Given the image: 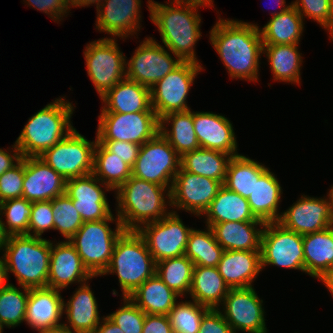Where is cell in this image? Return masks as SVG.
I'll list each match as a JSON object with an SVG mask.
<instances>
[{
	"label": "cell",
	"mask_w": 333,
	"mask_h": 333,
	"mask_svg": "<svg viewBox=\"0 0 333 333\" xmlns=\"http://www.w3.org/2000/svg\"><path fill=\"white\" fill-rule=\"evenodd\" d=\"M198 333H234L218 309H210L202 318Z\"/></svg>",
	"instance_id": "cell-51"
},
{
	"label": "cell",
	"mask_w": 333,
	"mask_h": 333,
	"mask_svg": "<svg viewBox=\"0 0 333 333\" xmlns=\"http://www.w3.org/2000/svg\"><path fill=\"white\" fill-rule=\"evenodd\" d=\"M128 298L146 314L168 315L181 297L154 274Z\"/></svg>",
	"instance_id": "cell-35"
},
{
	"label": "cell",
	"mask_w": 333,
	"mask_h": 333,
	"mask_svg": "<svg viewBox=\"0 0 333 333\" xmlns=\"http://www.w3.org/2000/svg\"><path fill=\"white\" fill-rule=\"evenodd\" d=\"M28 296V288L10 282L0 288V324L4 328H15L25 322Z\"/></svg>",
	"instance_id": "cell-42"
},
{
	"label": "cell",
	"mask_w": 333,
	"mask_h": 333,
	"mask_svg": "<svg viewBox=\"0 0 333 333\" xmlns=\"http://www.w3.org/2000/svg\"><path fill=\"white\" fill-rule=\"evenodd\" d=\"M329 192H327L326 196L327 199L330 203V208H331V214L333 215V185H331V188L328 189Z\"/></svg>",
	"instance_id": "cell-62"
},
{
	"label": "cell",
	"mask_w": 333,
	"mask_h": 333,
	"mask_svg": "<svg viewBox=\"0 0 333 333\" xmlns=\"http://www.w3.org/2000/svg\"><path fill=\"white\" fill-rule=\"evenodd\" d=\"M8 235L6 234L3 227V218L0 213V252L2 251L4 245L7 242Z\"/></svg>",
	"instance_id": "cell-60"
},
{
	"label": "cell",
	"mask_w": 333,
	"mask_h": 333,
	"mask_svg": "<svg viewBox=\"0 0 333 333\" xmlns=\"http://www.w3.org/2000/svg\"><path fill=\"white\" fill-rule=\"evenodd\" d=\"M209 310L196 301L179 299L168 313L173 333H198L202 318Z\"/></svg>",
	"instance_id": "cell-43"
},
{
	"label": "cell",
	"mask_w": 333,
	"mask_h": 333,
	"mask_svg": "<svg viewBox=\"0 0 333 333\" xmlns=\"http://www.w3.org/2000/svg\"><path fill=\"white\" fill-rule=\"evenodd\" d=\"M51 204L54 230L62 234L63 240H69L84 222L66 193L52 199Z\"/></svg>",
	"instance_id": "cell-45"
},
{
	"label": "cell",
	"mask_w": 333,
	"mask_h": 333,
	"mask_svg": "<svg viewBox=\"0 0 333 333\" xmlns=\"http://www.w3.org/2000/svg\"><path fill=\"white\" fill-rule=\"evenodd\" d=\"M147 3L149 17L158 28L163 46L182 62L202 65L195 51L196 43L202 37V18L198 9L207 6L185 1H165V4L148 0Z\"/></svg>",
	"instance_id": "cell-2"
},
{
	"label": "cell",
	"mask_w": 333,
	"mask_h": 333,
	"mask_svg": "<svg viewBox=\"0 0 333 333\" xmlns=\"http://www.w3.org/2000/svg\"><path fill=\"white\" fill-rule=\"evenodd\" d=\"M96 143L97 137L94 141L87 140L75 128L39 158L65 180L82 177L93 172Z\"/></svg>",
	"instance_id": "cell-9"
},
{
	"label": "cell",
	"mask_w": 333,
	"mask_h": 333,
	"mask_svg": "<svg viewBox=\"0 0 333 333\" xmlns=\"http://www.w3.org/2000/svg\"><path fill=\"white\" fill-rule=\"evenodd\" d=\"M231 158V155L221 151L198 148L185 153L180 166L185 171L214 179L223 185Z\"/></svg>",
	"instance_id": "cell-37"
},
{
	"label": "cell",
	"mask_w": 333,
	"mask_h": 333,
	"mask_svg": "<svg viewBox=\"0 0 333 333\" xmlns=\"http://www.w3.org/2000/svg\"><path fill=\"white\" fill-rule=\"evenodd\" d=\"M66 180L39 157H25L22 197L30 202L49 201L65 193Z\"/></svg>",
	"instance_id": "cell-23"
},
{
	"label": "cell",
	"mask_w": 333,
	"mask_h": 333,
	"mask_svg": "<svg viewBox=\"0 0 333 333\" xmlns=\"http://www.w3.org/2000/svg\"><path fill=\"white\" fill-rule=\"evenodd\" d=\"M223 252L224 249L216 241L211 227L206 226L203 230L192 228L184 255L194 266L217 267Z\"/></svg>",
	"instance_id": "cell-40"
},
{
	"label": "cell",
	"mask_w": 333,
	"mask_h": 333,
	"mask_svg": "<svg viewBox=\"0 0 333 333\" xmlns=\"http://www.w3.org/2000/svg\"><path fill=\"white\" fill-rule=\"evenodd\" d=\"M66 95L55 98L32 115L14 142L22 157H39L74 130L75 105Z\"/></svg>",
	"instance_id": "cell-4"
},
{
	"label": "cell",
	"mask_w": 333,
	"mask_h": 333,
	"mask_svg": "<svg viewBox=\"0 0 333 333\" xmlns=\"http://www.w3.org/2000/svg\"><path fill=\"white\" fill-rule=\"evenodd\" d=\"M92 174L115 191L131 177L132 168L97 141Z\"/></svg>",
	"instance_id": "cell-39"
},
{
	"label": "cell",
	"mask_w": 333,
	"mask_h": 333,
	"mask_svg": "<svg viewBox=\"0 0 333 333\" xmlns=\"http://www.w3.org/2000/svg\"><path fill=\"white\" fill-rule=\"evenodd\" d=\"M93 278L68 240L51 241L47 287L62 291L69 285H81Z\"/></svg>",
	"instance_id": "cell-21"
},
{
	"label": "cell",
	"mask_w": 333,
	"mask_h": 333,
	"mask_svg": "<svg viewBox=\"0 0 333 333\" xmlns=\"http://www.w3.org/2000/svg\"><path fill=\"white\" fill-rule=\"evenodd\" d=\"M51 240L29 235L8 236L1 253L6 277L12 273L20 287H47Z\"/></svg>",
	"instance_id": "cell-5"
},
{
	"label": "cell",
	"mask_w": 333,
	"mask_h": 333,
	"mask_svg": "<svg viewBox=\"0 0 333 333\" xmlns=\"http://www.w3.org/2000/svg\"><path fill=\"white\" fill-rule=\"evenodd\" d=\"M169 2H176L177 0H168Z\"/></svg>",
	"instance_id": "cell-65"
},
{
	"label": "cell",
	"mask_w": 333,
	"mask_h": 333,
	"mask_svg": "<svg viewBox=\"0 0 333 333\" xmlns=\"http://www.w3.org/2000/svg\"><path fill=\"white\" fill-rule=\"evenodd\" d=\"M117 41L100 38L86 44L83 51L87 76L100 98L126 77L127 57Z\"/></svg>",
	"instance_id": "cell-8"
},
{
	"label": "cell",
	"mask_w": 333,
	"mask_h": 333,
	"mask_svg": "<svg viewBox=\"0 0 333 333\" xmlns=\"http://www.w3.org/2000/svg\"><path fill=\"white\" fill-rule=\"evenodd\" d=\"M121 299L123 300L122 306L106 316L124 333H142L146 313L128 297Z\"/></svg>",
	"instance_id": "cell-47"
},
{
	"label": "cell",
	"mask_w": 333,
	"mask_h": 333,
	"mask_svg": "<svg viewBox=\"0 0 333 333\" xmlns=\"http://www.w3.org/2000/svg\"><path fill=\"white\" fill-rule=\"evenodd\" d=\"M254 286L229 289L218 310L234 333H268L265 309Z\"/></svg>",
	"instance_id": "cell-16"
},
{
	"label": "cell",
	"mask_w": 333,
	"mask_h": 333,
	"mask_svg": "<svg viewBox=\"0 0 333 333\" xmlns=\"http://www.w3.org/2000/svg\"><path fill=\"white\" fill-rule=\"evenodd\" d=\"M268 169L263 163L243 154L232 156L223 185L247 199L253 192L255 181Z\"/></svg>",
	"instance_id": "cell-38"
},
{
	"label": "cell",
	"mask_w": 333,
	"mask_h": 333,
	"mask_svg": "<svg viewBox=\"0 0 333 333\" xmlns=\"http://www.w3.org/2000/svg\"><path fill=\"white\" fill-rule=\"evenodd\" d=\"M291 3L304 20L317 22L333 41V0H294Z\"/></svg>",
	"instance_id": "cell-46"
},
{
	"label": "cell",
	"mask_w": 333,
	"mask_h": 333,
	"mask_svg": "<svg viewBox=\"0 0 333 333\" xmlns=\"http://www.w3.org/2000/svg\"><path fill=\"white\" fill-rule=\"evenodd\" d=\"M113 191L92 173L66 180L65 193L83 222L108 219L113 213L106 192Z\"/></svg>",
	"instance_id": "cell-19"
},
{
	"label": "cell",
	"mask_w": 333,
	"mask_h": 333,
	"mask_svg": "<svg viewBox=\"0 0 333 333\" xmlns=\"http://www.w3.org/2000/svg\"><path fill=\"white\" fill-rule=\"evenodd\" d=\"M278 222L300 235L327 229L333 225V215L327 196L301 195L288 209L282 211Z\"/></svg>",
	"instance_id": "cell-20"
},
{
	"label": "cell",
	"mask_w": 333,
	"mask_h": 333,
	"mask_svg": "<svg viewBox=\"0 0 333 333\" xmlns=\"http://www.w3.org/2000/svg\"><path fill=\"white\" fill-rule=\"evenodd\" d=\"M206 226L221 222L261 221L251 211L246 198L222 185L204 212Z\"/></svg>",
	"instance_id": "cell-31"
},
{
	"label": "cell",
	"mask_w": 333,
	"mask_h": 333,
	"mask_svg": "<svg viewBox=\"0 0 333 333\" xmlns=\"http://www.w3.org/2000/svg\"><path fill=\"white\" fill-rule=\"evenodd\" d=\"M217 268L230 289L252 287L262 272L261 252L224 251Z\"/></svg>",
	"instance_id": "cell-26"
},
{
	"label": "cell",
	"mask_w": 333,
	"mask_h": 333,
	"mask_svg": "<svg viewBox=\"0 0 333 333\" xmlns=\"http://www.w3.org/2000/svg\"><path fill=\"white\" fill-rule=\"evenodd\" d=\"M202 70L203 65L182 62L150 89L151 106L159 119L171 112H185L191 109L186 99Z\"/></svg>",
	"instance_id": "cell-13"
},
{
	"label": "cell",
	"mask_w": 333,
	"mask_h": 333,
	"mask_svg": "<svg viewBox=\"0 0 333 333\" xmlns=\"http://www.w3.org/2000/svg\"><path fill=\"white\" fill-rule=\"evenodd\" d=\"M155 272L156 263L143 237L137 230H125L117 239L110 263L101 276L115 274L121 297H129Z\"/></svg>",
	"instance_id": "cell-6"
},
{
	"label": "cell",
	"mask_w": 333,
	"mask_h": 333,
	"mask_svg": "<svg viewBox=\"0 0 333 333\" xmlns=\"http://www.w3.org/2000/svg\"><path fill=\"white\" fill-rule=\"evenodd\" d=\"M142 333H173L168 315L146 314Z\"/></svg>",
	"instance_id": "cell-53"
},
{
	"label": "cell",
	"mask_w": 333,
	"mask_h": 333,
	"mask_svg": "<svg viewBox=\"0 0 333 333\" xmlns=\"http://www.w3.org/2000/svg\"><path fill=\"white\" fill-rule=\"evenodd\" d=\"M263 221L221 222L211 229L218 244L227 250L260 251Z\"/></svg>",
	"instance_id": "cell-28"
},
{
	"label": "cell",
	"mask_w": 333,
	"mask_h": 333,
	"mask_svg": "<svg viewBox=\"0 0 333 333\" xmlns=\"http://www.w3.org/2000/svg\"><path fill=\"white\" fill-rule=\"evenodd\" d=\"M142 0H103L96 8L95 29L111 38L125 41L137 35L142 28Z\"/></svg>",
	"instance_id": "cell-18"
},
{
	"label": "cell",
	"mask_w": 333,
	"mask_h": 333,
	"mask_svg": "<svg viewBox=\"0 0 333 333\" xmlns=\"http://www.w3.org/2000/svg\"><path fill=\"white\" fill-rule=\"evenodd\" d=\"M180 163L181 157L159 132L141 145L132 176L167 187L171 191Z\"/></svg>",
	"instance_id": "cell-10"
},
{
	"label": "cell",
	"mask_w": 333,
	"mask_h": 333,
	"mask_svg": "<svg viewBox=\"0 0 333 333\" xmlns=\"http://www.w3.org/2000/svg\"><path fill=\"white\" fill-rule=\"evenodd\" d=\"M299 45H263V55L270 66L274 81L301 86L303 57Z\"/></svg>",
	"instance_id": "cell-32"
},
{
	"label": "cell",
	"mask_w": 333,
	"mask_h": 333,
	"mask_svg": "<svg viewBox=\"0 0 333 333\" xmlns=\"http://www.w3.org/2000/svg\"><path fill=\"white\" fill-rule=\"evenodd\" d=\"M276 2V8H279L280 10L277 11V9H274L275 11L271 12V16H276L279 13L285 12L287 9H289L292 6V3L286 4V0H274L273 3ZM271 6V5H270Z\"/></svg>",
	"instance_id": "cell-57"
},
{
	"label": "cell",
	"mask_w": 333,
	"mask_h": 333,
	"mask_svg": "<svg viewBox=\"0 0 333 333\" xmlns=\"http://www.w3.org/2000/svg\"><path fill=\"white\" fill-rule=\"evenodd\" d=\"M159 132L180 157L200 148L194 129L192 109L185 112H171L160 118Z\"/></svg>",
	"instance_id": "cell-34"
},
{
	"label": "cell",
	"mask_w": 333,
	"mask_h": 333,
	"mask_svg": "<svg viewBox=\"0 0 333 333\" xmlns=\"http://www.w3.org/2000/svg\"><path fill=\"white\" fill-rule=\"evenodd\" d=\"M32 211V202L24 197L6 200L0 203V213L3 227L8 236L29 235V218Z\"/></svg>",
	"instance_id": "cell-44"
},
{
	"label": "cell",
	"mask_w": 333,
	"mask_h": 333,
	"mask_svg": "<svg viewBox=\"0 0 333 333\" xmlns=\"http://www.w3.org/2000/svg\"><path fill=\"white\" fill-rule=\"evenodd\" d=\"M11 148H0V176L5 171L15 166L22 159L20 150L17 148L15 143Z\"/></svg>",
	"instance_id": "cell-54"
},
{
	"label": "cell",
	"mask_w": 333,
	"mask_h": 333,
	"mask_svg": "<svg viewBox=\"0 0 333 333\" xmlns=\"http://www.w3.org/2000/svg\"><path fill=\"white\" fill-rule=\"evenodd\" d=\"M320 282H322L324 286H326L327 290L331 293L330 295L333 297V278H331L328 274L325 275Z\"/></svg>",
	"instance_id": "cell-61"
},
{
	"label": "cell",
	"mask_w": 333,
	"mask_h": 333,
	"mask_svg": "<svg viewBox=\"0 0 333 333\" xmlns=\"http://www.w3.org/2000/svg\"><path fill=\"white\" fill-rule=\"evenodd\" d=\"M48 230H54L51 200L33 202L29 218V236L43 238L42 234Z\"/></svg>",
	"instance_id": "cell-49"
},
{
	"label": "cell",
	"mask_w": 333,
	"mask_h": 333,
	"mask_svg": "<svg viewBox=\"0 0 333 333\" xmlns=\"http://www.w3.org/2000/svg\"><path fill=\"white\" fill-rule=\"evenodd\" d=\"M193 268V262L182 255L157 262L155 274L182 299L188 298Z\"/></svg>",
	"instance_id": "cell-41"
},
{
	"label": "cell",
	"mask_w": 333,
	"mask_h": 333,
	"mask_svg": "<svg viewBox=\"0 0 333 333\" xmlns=\"http://www.w3.org/2000/svg\"><path fill=\"white\" fill-rule=\"evenodd\" d=\"M283 189L280 182L270 168L255 181L253 192L247 198L254 216L265 222H277L280 220V202Z\"/></svg>",
	"instance_id": "cell-29"
},
{
	"label": "cell",
	"mask_w": 333,
	"mask_h": 333,
	"mask_svg": "<svg viewBox=\"0 0 333 333\" xmlns=\"http://www.w3.org/2000/svg\"><path fill=\"white\" fill-rule=\"evenodd\" d=\"M217 267L194 266L189 298L209 309H218L228 294Z\"/></svg>",
	"instance_id": "cell-33"
},
{
	"label": "cell",
	"mask_w": 333,
	"mask_h": 333,
	"mask_svg": "<svg viewBox=\"0 0 333 333\" xmlns=\"http://www.w3.org/2000/svg\"><path fill=\"white\" fill-rule=\"evenodd\" d=\"M38 333H74V332H72L70 329H68L64 324H61L59 326L41 330Z\"/></svg>",
	"instance_id": "cell-58"
},
{
	"label": "cell",
	"mask_w": 333,
	"mask_h": 333,
	"mask_svg": "<svg viewBox=\"0 0 333 333\" xmlns=\"http://www.w3.org/2000/svg\"><path fill=\"white\" fill-rule=\"evenodd\" d=\"M89 281L75 289L67 302H63V324L74 333H93L104 316L100 317L98 303Z\"/></svg>",
	"instance_id": "cell-25"
},
{
	"label": "cell",
	"mask_w": 333,
	"mask_h": 333,
	"mask_svg": "<svg viewBox=\"0 0 333 333\" xmlns=\"http://www.w3.org/2000/svg\"><path fill=\"white\" fill-rule=\"evenodd\" d=\"M4 327L0 324V333H3Z\"/></svg>",
	"instance_id": "cell-64"
},
{
	"label": "cell",
	"mask_w": 333,
	"mask_h": 333,
	"mask_svg": "<svg viewBox=\"0 0 333 333\" xmlns=\"http://www.w3.org/2000/svg\"><path fill=\"white\" fill-rule=\"evenodd\" d=\"M100 99L101 113L155 112L150 89L126 77Z\"/></svg>",
	"instance_id": "cell-27"
},
{
	"label": "cell",
	"mask_w": 333,
	"mask_h": 333,
	"mask_svg": "<svg viewBox=\"0 0 333 333\" xmlns=\"http://www.w3.org/2000/svg\"><path fill=\"white\" fill-rule=\"evenodd\" d=\"M221 186L219 181L190 173L180 166L170 191L171 211L183 210L200 218Z\"/></svg>",
	"instance_id": "cell-17"
},
{
	"label": "cell",
	"mask_w": 333,
	"mask_h": 333,
	"mask_svg": "<svg viewBox=\"0 0 333 333\" xmlns=\"http://www.w3.org/2000/svg\"><path fill=\"white\" fill-rule=\"evenodd\" d=\"M304 19L294 6L270 18L259 27L263 45L299 44L304 31Z\"/></svg>",
	"instance_id": "cell-36"
},
{
	"label": "cell",
	"mask_w": 333,
	"mask_h": 333,
	"mask_svg": "<svg viewBox=\"0 0 333 333\" xmlns=\"http://www.w3.org/2000/svg\"><path fill=\"white\" fill-rule=\"evenodd\" d=\"M0 288L5 286L8 281H7V277H6V270H5V264H4V260H3V256L2 253H0Z\"/></svg>",
	"instance_id": "cell-59"
},
{
	"label": "cell",
	"mask_w": 333,
	"mask_h": 333,
	"mask_svg": "<svg viewBox=\"0 0 333 333\" xmlns=\"http://www.w3.org/2000/svg\"><path fill=\"white\" fill-rule=\"evenodd\" d=\"M97 141H122L142 145L160 129L155 112L101 113L98 115Z\"/></svg>",
	"instance_id": "cell-11"
},
{
	"label": "cell",
	"mask_w": 333,
	"mask_h": 333,
	"mask_svg": "<svg viewBox=\"0 0 333 333\" xmlns=\"http://www.w3.org/2000/svg\"><path fill=\"white\" fill-rule=\"evenodd\" d=\"M61 294V290L50 287L29 289L25 324L36 332L63 324Z\"/></svg>",
	"instance_id": "cell-24"
},
{
	"label": "cell",
	"mask_w": 333,
	"mask_h": 333,
	"mask_svg": "<svg viewBox=\"0 0 333 333\" xmlns=\"http://www.w3.org/2000/svg\"><path fill=\"white\" fill-rule=\"evenodd\" d=\"M103 0H69L70 8L75 7H90L91 5H95L96 8L101 4Z\"/></svg>",
	"instance_id": "cell-56"
},
{
	"label": "cell",
	"mask_w": 333,
	"mask_h": 333,
	"mask_svg": "<svg viewBox=\"0 0 333 333\" xmlns=\"http://www.w3.org/2000/svg\"><path fill=\"white\" fill-rule=\"evenodd\" d=\"M305 274L320 281L333 267V225L303 235Z\"/></svg>",
	"instance_id": "cell-30"
},
{
	"label": "cell",
	"mask_w": 333,
	"mask_h": 333,
	"mask_svg": "<svg viewBox=\"0 0 333 333\" xmlns=\"http://www.w3.org/2000/svg\"><path fill=\"white\" fill-rule=\"evenodd\" d=\"M23 2L28 7L45 13L57 23L64 20V17L67 18V15L71 13L69 0H23Z\"/></svg>",
	"instance_id": "cell-50"
},
{
	"label": "cell",
	"mask_w": 333,
	"mask_h": 333,
	"mask_svg": "<svg viewBox=\"0 0 333 333\" xmlns=\"http://www.w3.org/2000/svg\"><path fill=\"white\" fill-rule=\"evenodd\" d=\"M170 52L154 37H146L136 47L130 60L126 59V78L151 89L182 63Z\"/></svg>",
	"instance_id": "cell-12"
},
{
	"label": "cell",
	"mask_w": 333,
	"mask_h": 333,
	"mask_svg": "<svg viewBox=\"0 0 333 333\" xmlns=\"http://www.w3.org/2000/svg\"><path fill=\"white\" fill-rule=\"evenodd\" d=\"M25 157L0 176V203L22 197Z\"/></svg>",
	"instance_id": "cell-48"
},
{
	"label": "cell",
	"mask_w": 333,
	"mask_h": 333,
	"mask_svg": "<svg viewBox=\"0 0 333 333\" xmlns=\"http://www.w3.org/2000/svg\"><path fill=\"white\" fill-rule=\"evenodd\" d=\"M231 122L223 114L193 111L194 129L200 148L238 155L237 137Z\"/></svg>",
	"instance_id": "cell-22"
},
{
	"label": "cell",
	"mask_w": 333,
	"mask_h": 333,
	"mask_svg": "<svg viewBox=\"0 0 333 333\" xmlns=\"http://www.w3.org/2000/svg\"><path fill=\"white\" fill-rule=\"evenodd\" d=\"M178 212H170L161 220L141 226L137 231L143 237L155 263L184 255L190 231Z\"/></svg>",
	"instance_id": "cell-15"
},
{
	"label": "cell",
	"mask_w": 333,
	"mask_h": 333,
	"mask_svg": "<svg viewBox=\"0 0 333 333\" xmlns=\"http://www.w3.org/2000/svg\"><path fill=\"white\" fill-rule=\"evenodd\" d=\"M116 215L125 230H138L144 224L161 220L171 209L167 187L132 176L115 191Z\"/></svg>",
	"instance_id": "cell-3"
},
{
	"label": "cell",
	"mask_w": 333,
	"mask_h": 333,
	"mask_svg": "<svg viewBox=\"0 0 333 333\" xmlns=\"http://www.w3.org/2000/svg\"><path fill=\"white\" fill-rule=\"evenodd\" d=\"M115 216L112 214L108 219L84 222L68 240L93 277L101 276L107 269L115 243L125 231L120 219ZM110 223H115L114 229L110 227Z\"/></svg>",
	"instance_id": "cell-7"
},
{
	"label": "cell",
	"mask_w": 333,
	"mask_h": 333,
	"mask_svg": "<svg viewBox=\"0 0 333 333\" xmlns=\"http://www.w3.org/2000/svg\"><path fill=\"white\" fill-rule=\"evenodd\" d=\"M104 144L112 153L119 156L126 164L133 168L141 145L122 141H98Z\"/></svg>",
	"instance_id": "cell-52"
},
{
	"label": "cell",
	"mask_w": 333,
	"mask_h": 333,
	"mask_svg": "<svg viewBox=\"0 0 333 333\" xmlns=\"http://www.w3.org/2000/svg\"><path fill=\"white\" fill-rule=\"evenodd\" d=\"M93 333H124L121 328L113 323L107 316H104Z\"/></svg>",
	"instance_id": "cell-55"
},
{
	"label": "cell",
	"mask_w": 333,
	"mask_h": 333,
	"mask_svg": "<svg viewBox=\"0 0 333 333\" xmlns=\"http://www.w3.org/2000/svg\"><path fill=\"white\" fill-rule=\"evenodd\" d=\"M261 266H276L305 272L303 235L277 222L266 223L261 238Z\"/></svg>",
	"instance_id": "cell-14"
},
{
	"label": "cell",
	"mask_w": 333,
	"mask_h": 333,
	"mask_svg": "<svg viewBox=\"0 0 333 333\" xmlns=\"http://www.w3.org/2000/svg\"><path fill=\"white\" fill-rule=\"evenodd\" d=\"M209 40L231 79L259 82L263 42L257 23L219 16Z\"/></svg>",
	"instance_id": "cell-1"
},
{
	"label": "cell",
	"mask_w": 333,
	"mask_h": 333,
	"mask_svg": "<svg viewBox=\"0 0 333 333\" xmlns=\"http://www.w3.org/2000/svg\"><path fill=\"white\" fill-rule=\"evenodd\" d=\"M328 275H329L331 278H333V267H332L331 271L328 273Z\"/></svg>",
	"instance_id": "cell-63"
}]
</instances>
